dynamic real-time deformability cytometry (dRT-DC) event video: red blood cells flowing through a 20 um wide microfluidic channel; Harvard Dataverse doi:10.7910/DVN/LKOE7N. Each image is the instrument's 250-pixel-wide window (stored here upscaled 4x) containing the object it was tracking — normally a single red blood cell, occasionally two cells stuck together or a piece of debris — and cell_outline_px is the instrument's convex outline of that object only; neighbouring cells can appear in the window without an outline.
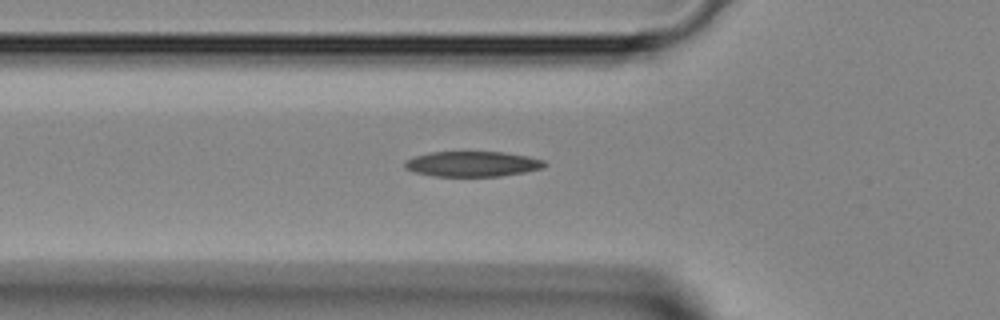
{"species": "Egyptian fruit bat (a non-hibernating species)", "species_latin": "Rousettus aegyptiacus", "temperature_condition": "room temperature", "stored_images_in_passage": 30, "camera_frame_rate_fps": 3000, "um_per_image_px": 0.085, "animal": {"sex": "female"}, "frame": {"image": 1, "passage_image": 3, "time_ms": 0.667, "image_size_px": [1000, 320], "cell_outline_px": [[548, 164], [544, 168], [524, 172], [500, 176], [436, 176], [416, 172], [404, 168], [404, 160], [416, 156], [432, 152], [504, 152], [528, 156], [544, 160]], "centroid_in_image_um": [40.19, 13.93], "position_along_channel_um": 85.6, "area_um2": 20.58}}
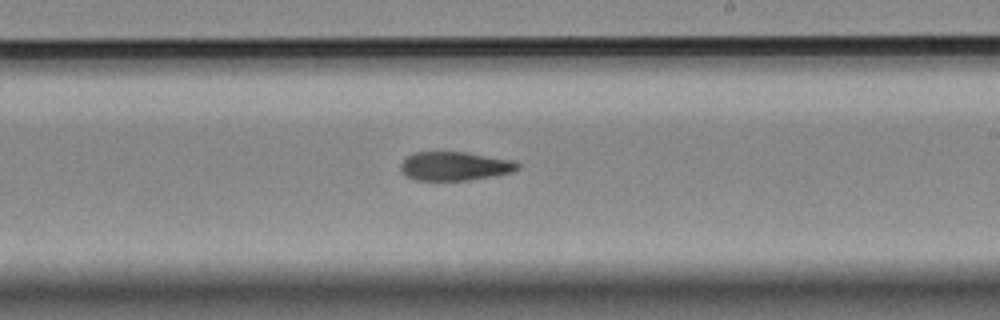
{"frame": {"image": 2, "passage_image": 14, "time_ms": 4.333, "image_size_px": [1000, 320], "cell_outline_px": [[520, 168], [512, 172], [492, 176], [468, 180], [416, 180], [404, 176], [400, 172], [400, 164], [412, 152], [464, 152], [516, 160], [520, 164]], "centroid_in_image_um": [38.65, 14.12], "position_along_channel_um": 250.3, "area_um2": 19.83}}
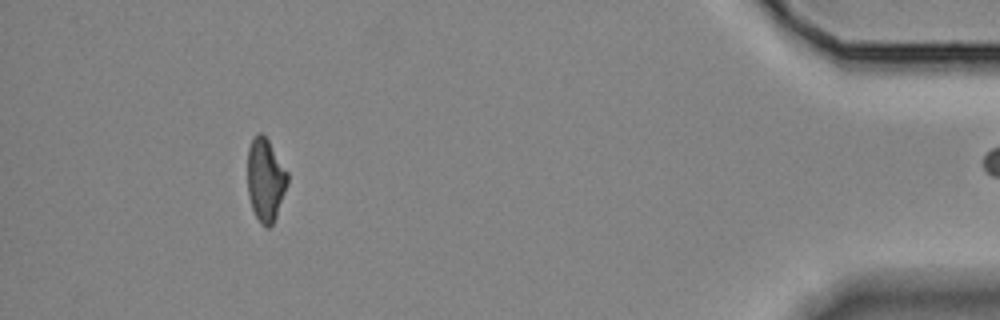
{"frame": {"image": 3, "passage_image": 29, "time_ms": 9.333, "image_size_px": [1000, 320], "cell_outline_px": [[288, 184], [276, 216], [272, 224], [268, 228], [264, 228], [260, 224], [252, 208], [248, 196], [248, 148], [252, 140], [260, 132], [268, 140], [288, 172]], "centroid_in_image_um": [22.57, 15.32], "position_along_channel_um": 412.6, "area_um2": 19.25}}